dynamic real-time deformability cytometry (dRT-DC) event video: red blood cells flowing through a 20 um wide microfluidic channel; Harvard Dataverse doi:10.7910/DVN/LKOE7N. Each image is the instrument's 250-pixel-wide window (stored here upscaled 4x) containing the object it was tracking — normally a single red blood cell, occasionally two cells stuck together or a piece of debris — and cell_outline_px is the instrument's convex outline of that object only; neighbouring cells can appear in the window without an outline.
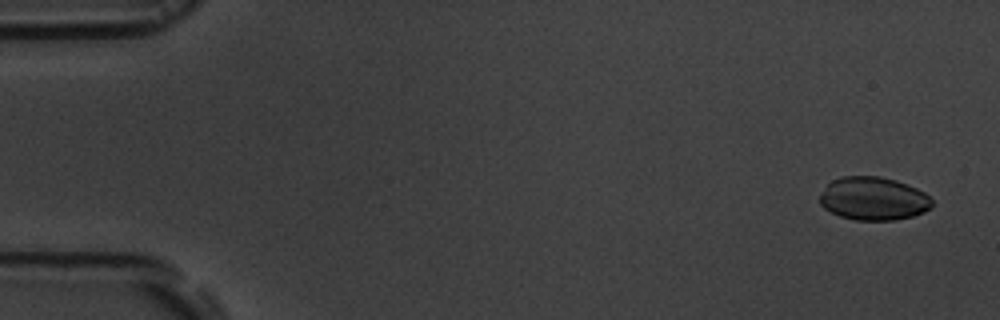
{"species": "common noctule bat (a hibernating species)", "species_latin": "Nyctalus noctula", "temperature_condition": "room temperature", "stored_images_in_passage": 4, "camera_frame_rate_fps": 3000, "um_per_image_px": 0.085, "animal": {"sex": "male", "body_mass_g": 19.5, "forearm_length_mm": 54.6}, "frame": {"image": 1, "passage_image": 1, "time_ms": 0.0, "image_size_px": [1000, 320], "cell_outline_px": [[932, 208], [924, 212], [912, 216], [896, 220], [856, 220], [840, 216], [824, 208], [820, 204], [820, 196], [828, 184], [832, 180], [840, 176], [880, 176], [896, 180], [916, 188], [924, 192], [932, 200]], "centroid_in_image_um": [74.25, 16.88], "position_along_channel_um": 10.7, "area_um2": 28.26}}